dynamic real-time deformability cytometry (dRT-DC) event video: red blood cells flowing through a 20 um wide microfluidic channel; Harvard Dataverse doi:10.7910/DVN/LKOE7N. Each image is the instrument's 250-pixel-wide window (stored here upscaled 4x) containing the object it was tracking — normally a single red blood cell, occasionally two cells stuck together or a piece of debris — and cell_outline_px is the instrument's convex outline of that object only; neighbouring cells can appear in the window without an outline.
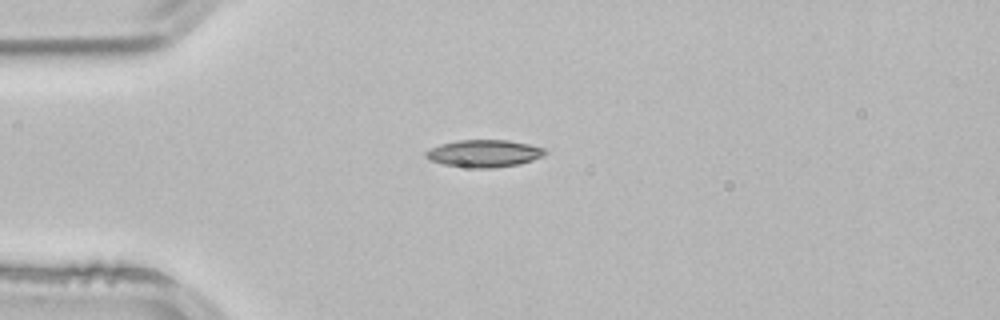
{"species": "common noctule bat (a hibernating species)", "species_latin": "Nyctalus noctula", "temperature_condition": "room temperature", "stored_images_in_passage": 2, "camera_frame_rate_fps": 3000, "um_per_image_px": 0.085, "animal": {"sex": "male", "body_mass_g": 21.5, "forearm_length_mm": 52.0}, "frame": {"image": 1, "passage_image": 1, "time_ms": 0.0, "image_size_px": [1000, 320], "cell_outline_px": [[548, 152], [544, 156], [520, 164], [492, 168], [472, 168], [444, 164], [428, 160], [424, 156], [424, 152], [440, 144], [456, 140], [508, 140], [528, 144], [544, 148]], "centroid_in_image_um": [41.14, 13.04], "position_along_channel_um": 43.9, "area_um2": 19.07}}
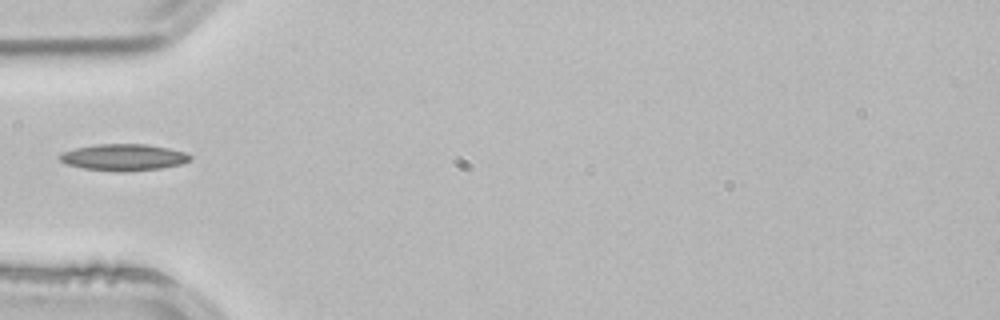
{"frame": {"image": 2, "passage_image": 2, "time_ms": 0.333, "image_size_px": [1000, 320], "cell_outline_px": [[192, 160], [180, 164], [160, 168], [84, 168], [64, 164], [56, 156], [60, 152], [76, 148], [96, 144], [148, 144], [188, 152], [192, 156]], "centroid_in_image_um": [10.5, 13.3], "position_along_channel_um": 74.5, "area_um2": 19.31}}